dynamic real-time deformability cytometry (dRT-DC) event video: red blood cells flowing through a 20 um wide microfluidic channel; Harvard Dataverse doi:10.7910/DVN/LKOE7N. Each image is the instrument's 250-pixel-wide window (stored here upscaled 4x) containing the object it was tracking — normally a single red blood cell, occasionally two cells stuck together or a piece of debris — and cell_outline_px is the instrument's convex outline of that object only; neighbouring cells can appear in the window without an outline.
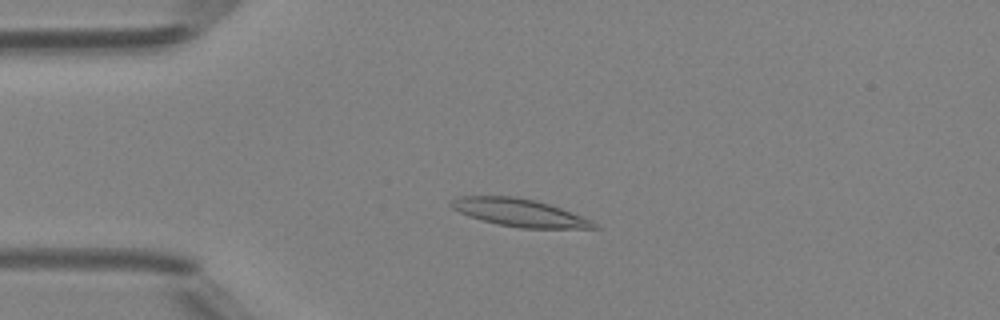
{"species": "Egyptian fruit bat (a non-hibernating species)", "species_latin": "Rousettus aegyptiacus", "temperature_condition": "room temperature", "stored_images_in_passage": 49, "camera_frame_rate_fps": 3000, "um_per_image_px": 0.085, "animal": {"sex": "female"}, "frame": {"image": 1, "passage_image": 12, "time_ms": 3.667, "image_size_px": [1000, 320], "cell_outline_px": [[600, 228], [520, 228], [500, 224], [468, 216], [452, 208], [448, 204], [448, 200], [456, 196], [516, 196], [536, 200], [560, 208], [580, 216], [596, 224]], "centroid_in_image_um": [44.06, 18.05], "position_along_channel_um": 40.9, "area_um2": 22.77}}
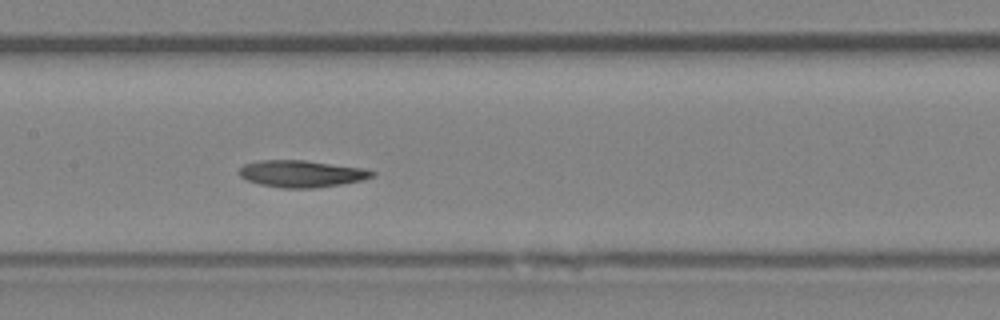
{"frame": {"image": 2, "passage_image": 24, "time_ms": 7.667, "image_size_px": [1000, 320], "cell_outline_px": [[376, 176], [364, 180], [316, 188], [280, 188], [260, 184], [248, 180], [240, 176], [240, 168], [244, 164], [260, 160], [304, 160], [368, 168], [376, 172]], "centroid_in_image_um": [25.71, 14.76], "position_along_channel_um": 181.7, "area_um2": 21.04}}
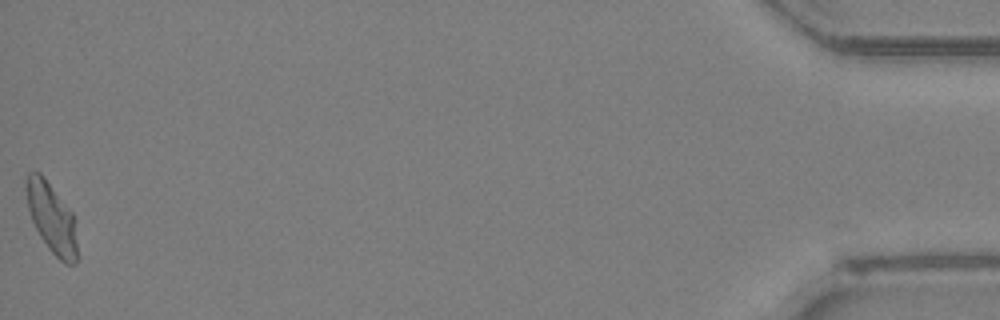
{"frame": {"image": 3, "passage_image": 49, "time_ms": 16.0, "image_size_px": [1000, 320], "cell_outline_px": [[76, 264], [64, 264], [48, 248], [40, 236], [32, 220], [28, 208], [24, 188], [24, 184], [28, 172], [40, 172], [44, 176], [72, 212], [76, 244]], "centroid_in_image_um": [4.34, 18.48], "position_along_channel_um": 430.9, "area_um2": 20.63}, "authors_computed_cell_mechanics": {"area_um2": 21.0392, "velocity_mm_per_s": 4.1924, "shape_relaxation_time_tau1_ms": 8.1506, "shape_relaxation_time_tau2_ms": 2.2649, "deformation_change_tau1": 0.205, "deformation_change_tau2": 0.0728}}